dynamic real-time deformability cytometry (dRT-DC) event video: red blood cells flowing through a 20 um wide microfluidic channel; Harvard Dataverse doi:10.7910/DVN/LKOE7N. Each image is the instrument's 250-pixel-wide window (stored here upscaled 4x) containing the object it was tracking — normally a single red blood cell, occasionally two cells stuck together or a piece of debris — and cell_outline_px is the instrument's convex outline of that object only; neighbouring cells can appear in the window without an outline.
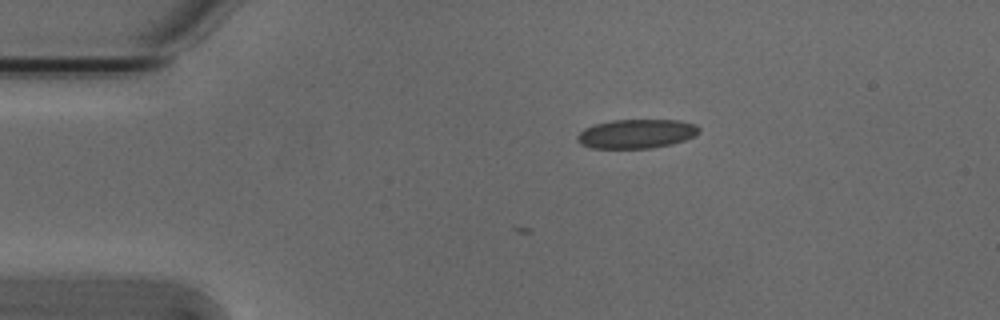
{"species": "Egyptian fruit bat (a non-hibernating species)", "species_latin": "Rousettus aegyptiacus", "temperature_condition": "cold", "stored_images_in_passage": 3, "camera_frame_rate_fps": 3000, "um_per_image_px": 0.085, "animal": {"sex": "male"}, "frame": {"image": 1, "passage_image": 3, "time_ms": 0.667, "image_size_px": [1000, 320], "cell_outline_px": [[700, 132], [696, 136], [672, 144], [652, 148], [592, 148], [580, 144], [576, 140], [576, 136], [584, 128], [596, 124], [612, 120], [680, 120], [696, 124], [700, 128]], "centroid_in_image_um": [54.12, 11.37], "position_along_channel_um": 30.9, "area_um2": 20.81}}